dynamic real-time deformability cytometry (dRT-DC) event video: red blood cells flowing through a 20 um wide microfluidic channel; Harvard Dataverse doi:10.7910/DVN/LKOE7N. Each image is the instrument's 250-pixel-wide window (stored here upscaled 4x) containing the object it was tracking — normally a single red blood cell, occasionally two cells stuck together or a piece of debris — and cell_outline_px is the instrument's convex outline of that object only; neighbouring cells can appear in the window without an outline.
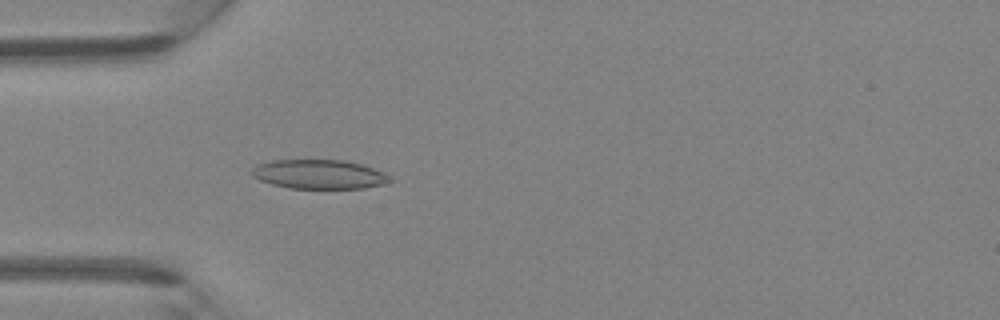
{"species": "Egyptian fruit bat (a non-hibernating species)", "species_latin": "Rousettus aegyptiacus", "temperature_condition": "room temperature", "stored_images_in_passage": 40, "camera_frame_rate_fps": 3000, "um_per_image_px": 0.085, "animal": {"sex": "female"}, "frame": {"image": 1, "passage_image": 8, "time_ms": 2.333, "image_size_px": [1000, 320], "cell_outline_px": [[392, 180], [384, 184], [364, 188], [288, 188], [272, 184], [260, 180], [252, 176], [252, 168], [260, 164], [272, 160], [344, 160], [360, 164], [384, 172]], "centroid_in_image_um": [27.12, 14.81], "position_along_channel_um": 57.9, "area_um2": 23.29}}
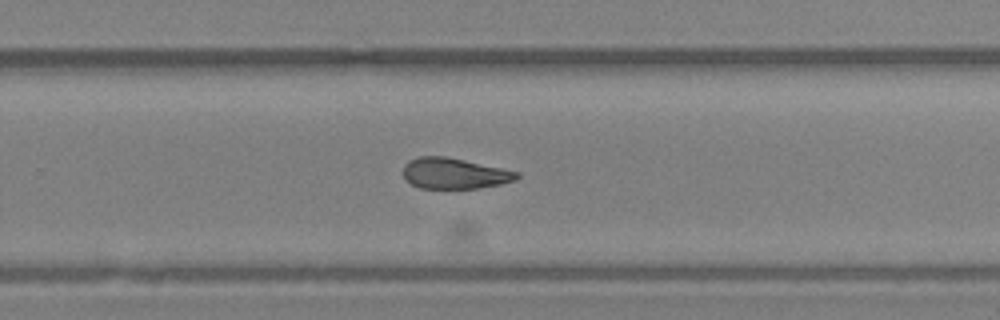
{"frame": {"image": 2, "passage_image": 24, "time_ms": 7.667, "image_size_px": [1000, 320], "cell_outline_px": [[520, 176], [516, 180], [500, 184], [476, 188], [420, 188], [404, 180], [404, 164], [408, 160], [420, 156], [448, 156], [520, 172]], "centroid_in_image_um": [38.62, 14.73], "position_along_channel_um": 291.2, "area_um2": 20.52}}
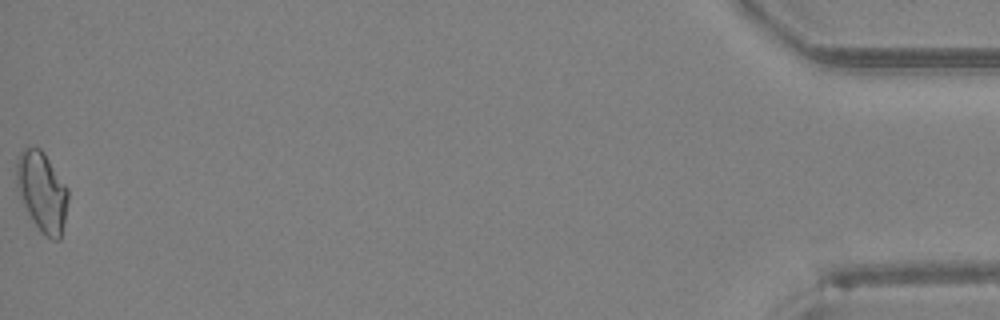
{"frame": {"image": 3, "passage_image": 40, "time_ms": 13.0, "image_size_px": [1000, 320], "cell_outline_px": [[68, 200], [60, 240], [52, 240], [44, 236], [40, 232], [28, 212], [16, 184], [16, 160], [20, 152], [24, 148], [40, 148], [44, 152], [68, 188]], "centroid_in_image_um": [3.58, 16.29], "position_along_channel_um": 431.6, "area_um2": 23.76}}